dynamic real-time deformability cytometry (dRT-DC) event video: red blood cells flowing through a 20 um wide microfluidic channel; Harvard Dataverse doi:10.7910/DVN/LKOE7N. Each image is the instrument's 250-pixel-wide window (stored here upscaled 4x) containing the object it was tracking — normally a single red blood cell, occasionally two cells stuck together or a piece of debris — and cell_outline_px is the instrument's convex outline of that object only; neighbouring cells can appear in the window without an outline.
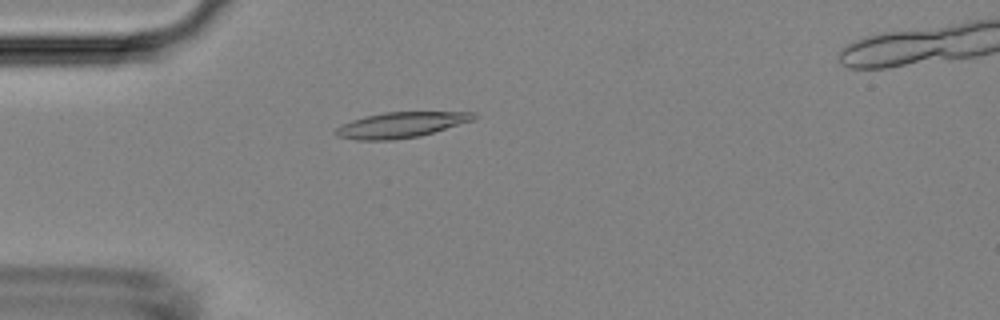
{"species": "Egyptian fruit bat (a non-hibernating species)", "species_latin": "Rousettus aegyptiacus", "temperature_condition": "room temperature", "stored_images_in_passage": 4, "camera_frame_rate_fps": 3000, "um_per_image_px": 0.085, "animal": {"sex": "female"}, "frame": {"image": 1, "passage_image": 3, "time_ms": 3.333, "image_size_px": [1000, 320], "cell_outline_px": [[480, 116], [472, 120], [420, 136], [392, 140], [356, 140], [336, 136], [332, 132], [340, 124], [352, 120], [384, 112], [476, 112]], "centroid_in_image_um": [34.04, 10.62], "position_along_channel_um": 51.0, "area_um2": 20.52}}